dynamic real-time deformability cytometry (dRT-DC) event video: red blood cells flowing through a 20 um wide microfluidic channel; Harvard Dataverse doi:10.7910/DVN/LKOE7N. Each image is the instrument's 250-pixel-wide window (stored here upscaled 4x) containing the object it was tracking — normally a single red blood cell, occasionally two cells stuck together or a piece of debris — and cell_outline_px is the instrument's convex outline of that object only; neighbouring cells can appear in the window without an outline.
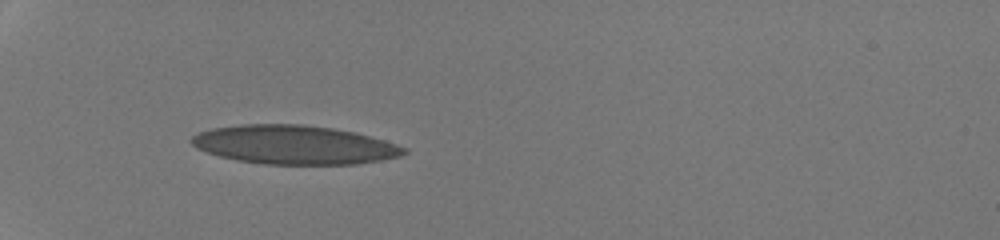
{"species": "human", "species_latin": "Homo sapiens", "temperature_condition": "room temperature", "stored_images_in_passage": 33, "camera_frame_rate_fps": 3000, "um_per_image_px": 0.085, "donor": {"sex": "male"}, "frame": {"image": 1, "passage_image": 1, "time_ms": 0.0, "image_size_px": [1000, 240], "cell_outline_px": [[408, 152], [400, 156], [380, 160], [356, 164], [264, 164], [236, 160], [220, 156], [196, 148], [188, 140], [192, 136], [200, 132], [212, 128], [240, 124], [304, 124], [332, 128], [356, 132], [384, 140], [408, 148]], "centroid_in_image_um": [25.01, 12.3], "position_along_channel_um": 60.0, "area_um2": 48.21}}
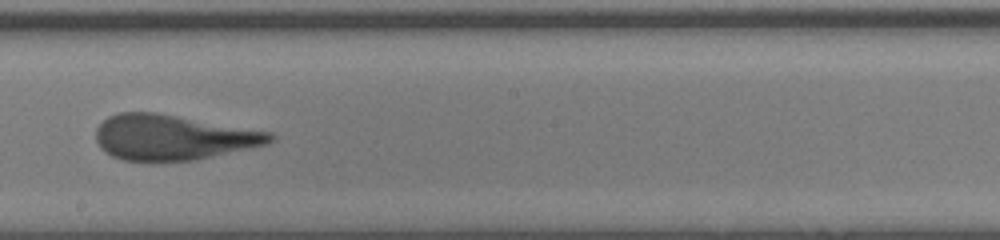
{"frame": {"image": 2, "passage_image": 15, "time_ms": 4.667, "image_size_px": [1000, 240], "cell_outline_px": [[276, 140], [268, 144], [196, 160], [124, 160], [112, 156], [104, 152], [100, 148], [96, 140], [96, 128], [108, 116], [120, 112], [156, 112], [272, 132], [276, 136]], "centroid_in_image_um": [14.71, 11.66], "position_along_channel_um": 233.5, "area_um2": 45.89}}
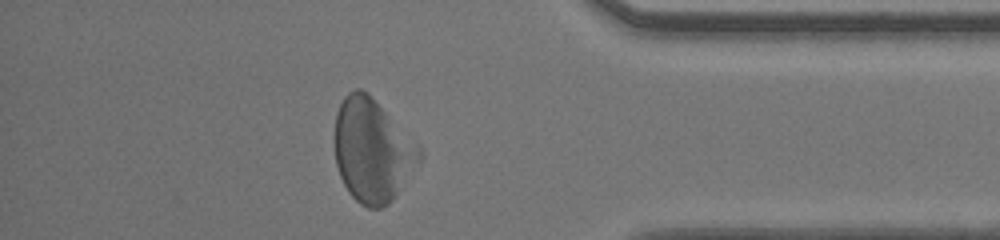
{"frame": {"image": 3, "passage_image": 28, "time_ms": 9.0, "image_size_px": [1000, 240], "cell_outline_px": [[424, 156], [392, 200], [388, 204], [380, 208], [368, 208], [360, 204], [348, 192], [340, 176], [336, 164], [336, 112], [344, 96], [348, 92], [356, 88], [360, 88], [368, 92], [424, 152]], "centroid_in_image_um": [31.65, 12.79], "position_along_channel_um": 403.5, "area_um2": 50.52}, "authors_computed_cell_mechanics": {"area_um2": 46.818, "velocity_mm_per_s": 4.2599, "shape_relaxation_time_tau1_ms": 2.7642, "shape_relaxation_time_tau2_ms": 0.8927, "deformation_change_tau1": 0.1559, "deformation_change_tau2": 0.117}}